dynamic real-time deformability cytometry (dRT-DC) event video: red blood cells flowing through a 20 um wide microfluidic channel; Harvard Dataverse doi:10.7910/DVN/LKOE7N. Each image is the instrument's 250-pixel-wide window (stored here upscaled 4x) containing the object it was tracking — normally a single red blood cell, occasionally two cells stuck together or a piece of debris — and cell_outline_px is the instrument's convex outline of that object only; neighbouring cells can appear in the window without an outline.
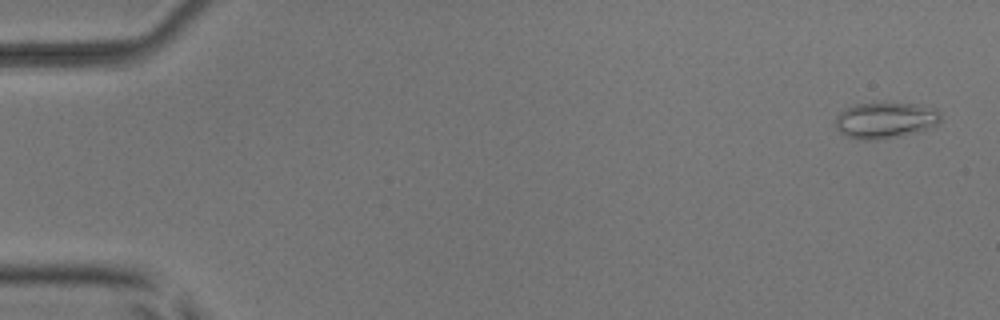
{"species": "common noctule bat (a hibernating species)", "species_latin": "Nyctalus noctula", "temperature_condition": "room temperature", "stored_images_in_passage": 6, "camera_frame_rate_fps": 3000, "um_per_image_px": 0.085, "animal": {"sex": "male", "body_mass_g": 17.9, "forearm_length_mm": 54.2}, "frame": {"image": 1, "passage_image": 1, "time_ms": 0.0, "image_size_px": [1000, 320], "cell_outline_px": [[940, 120], [936, 124], [916, 132], [876, 140], [860, 140], [848, 136], [840, 132], [836, 128], [836, 116], [844, 108], [856, 104], [884, 100], [916, 104], [936, 108], [940, 112]], "centroid_in_image_um": [75.22, 10.16], "position_along_channel_um": 9.8, "area_um2": 22.6}}
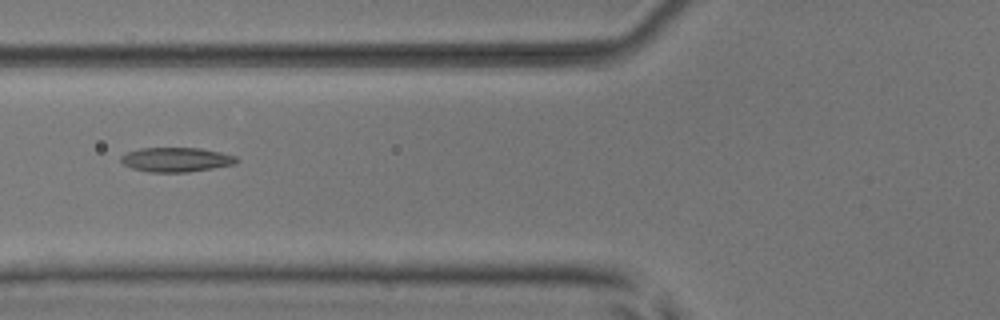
{"frame": {"image": 2, "passage_image": 6, "time_ms": 1.667, "image_size_px": [1000, 320], "cell_outline_px": [[240, 160], [236, 164], [188, 172], [148, 172], [132, 168], [124, 164], [120, 160], [120, 156], [128, 152], [140, 148], [200, 148], [220, 152], [236, 156]], "centroid_in_image_um": [14.99, 13.57], "position_along_channel_um": 110.8, "area_um2": 16.47}}